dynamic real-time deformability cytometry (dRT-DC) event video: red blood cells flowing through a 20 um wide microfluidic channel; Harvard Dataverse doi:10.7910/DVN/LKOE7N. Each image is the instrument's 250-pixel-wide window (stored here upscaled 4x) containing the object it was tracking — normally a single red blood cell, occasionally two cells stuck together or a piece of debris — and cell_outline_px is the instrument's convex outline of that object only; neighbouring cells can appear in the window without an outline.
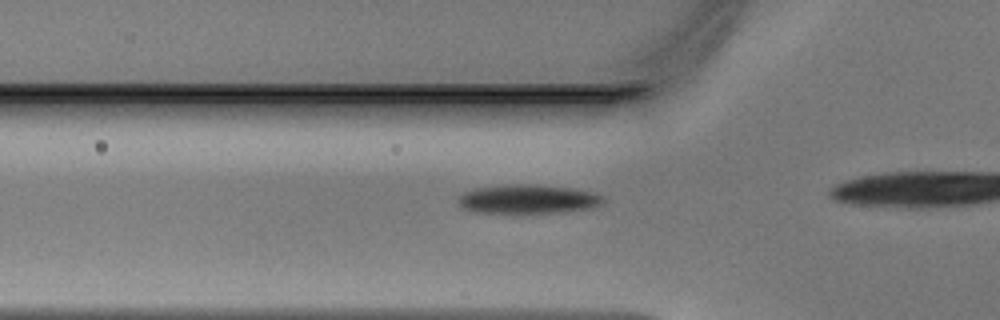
{"species": "Egyptian fruit bat (a non-hibernating species)", "species_latin": "Rousettus aegyptiacus", "temperature_condition": "warm", "stored_images_in_passage": 12, "camera_frame_rate_fps": 3000, "um_per_image_px": 0.085, "animal": {"sex": "male"}, "frame": {"image": 1, "passage_image": 7, "time_ms": 2.0, "image_size_px": [1000, 320], "cell_outline_px": [[604, 200], [600, 204], [592, 208], [564, 212], [476, 212], [464, 208], [456, 200], [464, 192], [480, 188], [568, 188], [592, 192], [604, 196]], "centroid_in_image_um": [44.94, 17.0], "position_along_channel_um": 80.9, "area_um2": 22.43}}
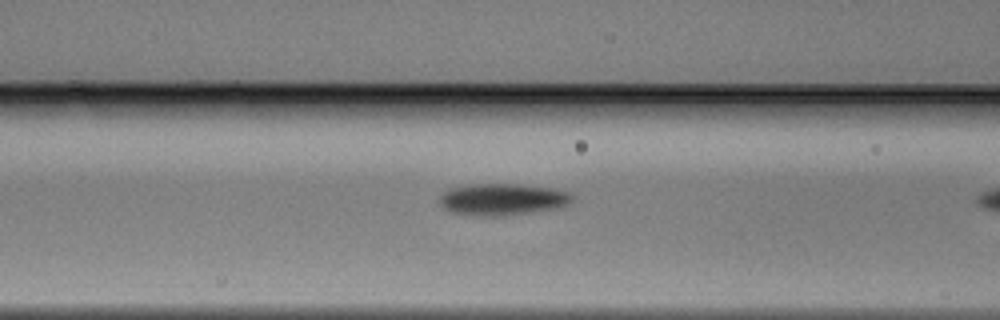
{"frame": {"image": 2, "passage_image": 10, "time_ms": 3.0, "image_size_px": [1000, 320], "cell_outline_px": [[572, 200], [568, 204], [556, 208], [532, 212], [504, 216], [476, 216], [452, 212], [444, 208], [436, 200], [448, 188], [468, 184], [516, 184], [552, 188], [568, 192], [572, 196]], "centroid_in_image_um": [42.64, 16.95], "position_along_channel_um": 124.0, "area_um2": 24.68}}